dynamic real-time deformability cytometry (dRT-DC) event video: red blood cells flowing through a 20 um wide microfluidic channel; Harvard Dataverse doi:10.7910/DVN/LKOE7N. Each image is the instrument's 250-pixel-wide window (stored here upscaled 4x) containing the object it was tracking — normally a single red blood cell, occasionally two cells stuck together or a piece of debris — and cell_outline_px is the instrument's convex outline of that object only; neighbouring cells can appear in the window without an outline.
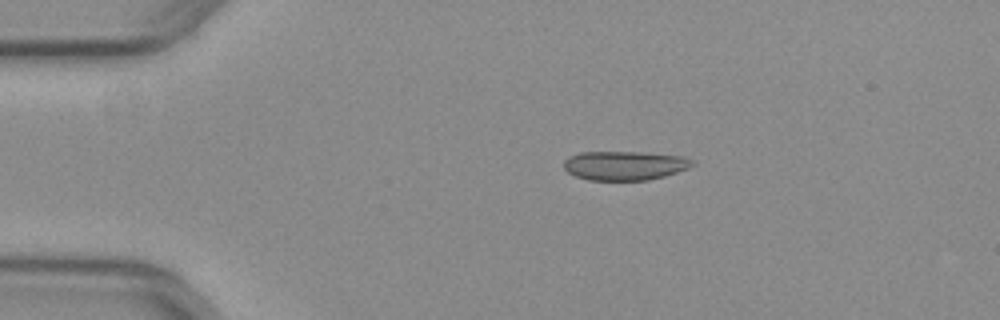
{"species": "common noctule bat (a hibernating species)", "species_latin": "Nyctalus noctula", "temperature_condition": "warm", "stored_images_in_passage": 43, "camera_frame_rate_fps": 3000, "um_per_image_px": 0.085, "animal": {"sex": "female", "body_mass_g": 29.2, "forearm_length_mm": 56.3}, "frame": {"image": 1, "passage_image": 1, "time_ms": 0.0, "image_size_px": [1000, 320], "cell_outline_px": [[696, 164], [688, 168], [664, 176], [648, 180], [588, 180], [576, 176], [568, 172], [564, 168], [564, 160], [568, 156], [580, 152], [640, 152], [684, 156], [696, 160]], "centroid_in_image_um": [53.12, 14.06], "position_along_channel_um": 31.9, "area_um2": 21.96}}
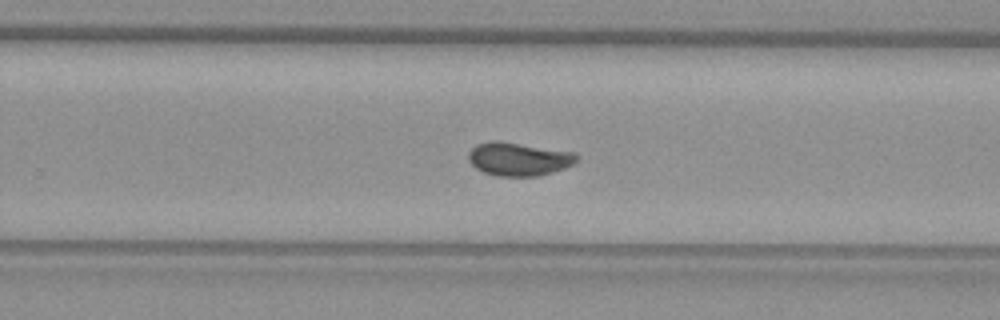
{"frame": {"image": 2, "passage_image": 24, "time_ms": 7.667, "image_size_px": [1000, 320], "cell_outline_px": [[580, 156], [572, 164], [564, 168], [552, 172], [536, 176], [496, 176], [484, 172], [476, 168], [468, 160], [468, 152], [476, 144], [492, 140], [500, 140], [576, 152]], "centroid_in_image_um": [44.08, 13.5], "position_along_channel_um": 285.7, "area_um2": 21.27}}
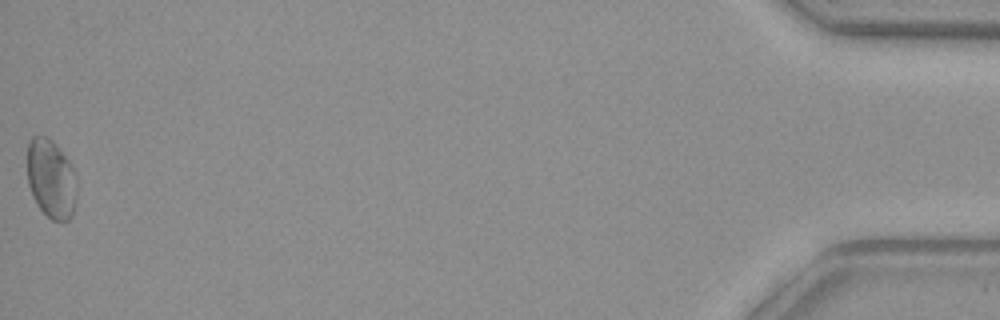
{"frame": {"image": 3, "passage_image": 43, "time_ms": 14.0, "image_size_px": [1000, 320], "cell_outline_px": [[76, 196], [72, 216], [68, 220], [52, 220], [36, 204], [32, 196], [28, 184], [28, 140], [32, 136], [44, 136], [52, 140], [68, 160], [76, 176]], "centroid_in_image_um": [4.34, 15.2], "position_along_channel_um": 430.9, "area_um2": 22.66}, "authors_computed_cell_mechanics": {"area_um2": 20.808, "velocity_mm_per_s": 3.9246, "shape_relaxation_time_tau1_ms": 4.7175, "shape_relaxation_time_tau2_ms": null, "deformation_change_tau1": 0.1353, "deformation_change_tau2": null}}